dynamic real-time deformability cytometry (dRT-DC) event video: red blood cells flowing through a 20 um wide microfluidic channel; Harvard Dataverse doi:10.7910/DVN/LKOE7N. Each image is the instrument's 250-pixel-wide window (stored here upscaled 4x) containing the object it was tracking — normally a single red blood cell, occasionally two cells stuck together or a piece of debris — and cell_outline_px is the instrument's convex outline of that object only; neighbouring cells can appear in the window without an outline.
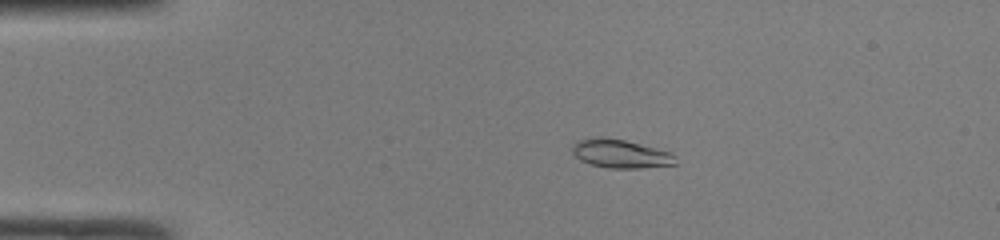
{"species": "common noctule bat (a hibernating species)", "species_latin": "Nyctalus noctula", "temperature_condition": "room temperature", "stored_images_in_passage": 47, "camera_frame_rate_fps": 3000, "um_per_image_px": 0.085, "animal": {"sex": "male", "body_mass_g": 19.0, "forearm_length_mm": 50.8}, "frame": {"image": 1, "passage_image": 8, "time_ms": 2.333, "image_size_px": [1000, 240], "cell_outline_px": [[676, 164], [640, 168], [608, 168], [592, 164], [580, 160], [572, 152], [572, 144], [576, 140], [592, 136], [604, 136], [624, 140], [672, 152], [676, 156]], "centroid_in_image_um": [52.72, 13.04], "position_along_channel_um": 32.3, "area_um2": 17.4}}
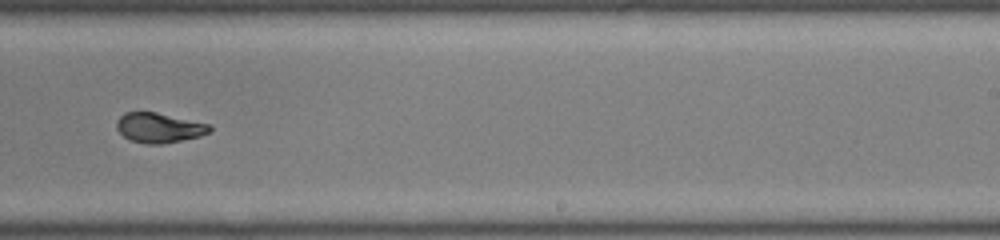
{"frame": {"image": 2, "passage_image": 29, "time_ms": 9.333, "image_size_px": [1000, 240], "cell_outline_px": [[212, 132], [200, 136], [164, 144], [148, 144], [128, 140], [116, 128], [116, 120], [124, 112], [156, 112], [212, 124]], "centroid_in_image_um": [13.55, 10.86], "position_along_channel_um": 275.5, "area_um2": 16.47}}
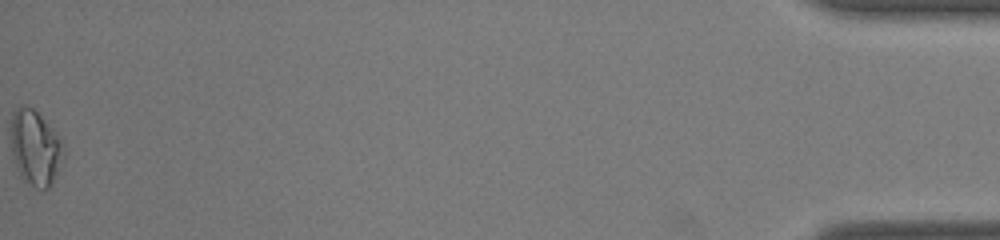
{"frame": {"image": 3, "passage_image": 47, "time_ms": 15.333, "image_size_px": [1000, 240], "cell_outline_px": [[64, 156], [52, 184], [48, 188], [36, 188], [24, 180], [20, 176], [12, 152], [12, 112], [16, 108], [24, 104], [32, 108], [56, 132], [64, 148]], "centroid_in_image_um": [3.01, 12.56], "position_along_channel_um": 432.2, "area_um2": 22.66}, "authors_computed_cell_mechanics": {"area_um2": 16.762, "velocity_mm_per_s": 4.2197, "shape_relaxation_time_tau1_ms": 6.8815, "shape_relaxation_time_tau2_ms": 1.8344, "deformation_change_tau1": 0.2237, "deformation_change_tau2": 0.0501}}